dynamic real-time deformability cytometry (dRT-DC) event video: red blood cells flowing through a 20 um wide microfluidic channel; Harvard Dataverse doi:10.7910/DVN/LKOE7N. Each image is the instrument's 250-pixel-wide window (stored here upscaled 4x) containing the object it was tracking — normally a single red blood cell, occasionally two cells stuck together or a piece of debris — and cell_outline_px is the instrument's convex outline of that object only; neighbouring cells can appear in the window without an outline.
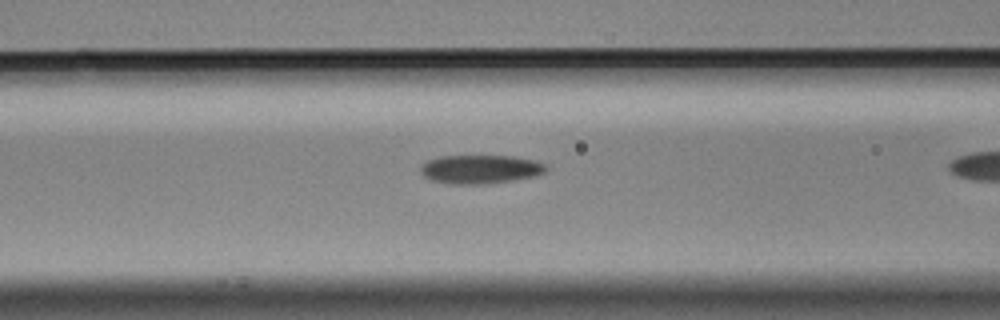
{"species": "Egyptian fruit bat (a non-hibernating species)", "species_latin": "Rousettus aegyptiacus", "temperature_condition": "cold", "stored_images_in_passage": 40, "camera_frame_rate_fps": 3000, "um_per_image_px": 0.085, "animal": {"sex": "male"}, "frame": {"image": 1, "passage_image": 18, "time_ms": 5.667, "image_size_px": [1000, 320], "cell_outline_px": [[548, 168], [544, 172], [532, 176], [512, 180], [484, 184], [452, 184], [432, 180], [424, 176], [420, 172], [420, 168], [428, 160], [440, 156], [512, 156], [536, 160], [548, 164]], "centroid_in_image_um": [40.85, 14.38], "position_along_channel_um": 125.8, "area_um2": 20.92}}
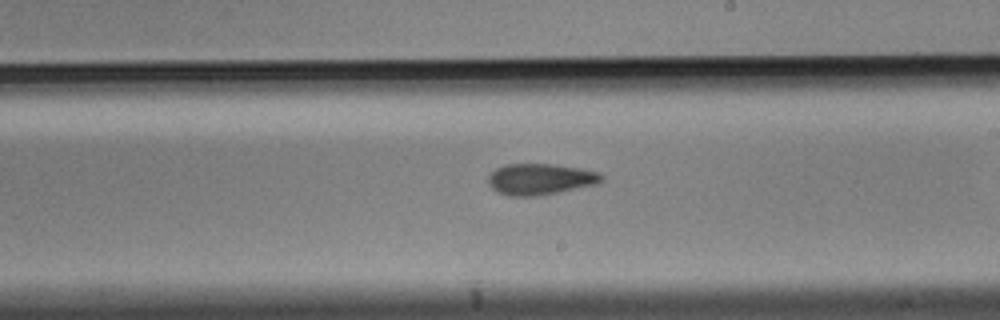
{"frame": {"image": 2, "passage_image": 28, "time_ms": 9.0, "image_size_px": [1000, 320], "cell_outline_px": [[604, 180], [596, 184], [536, 196], [508, 196], [496, 192], [488, 184], [488, 176], [496, 168], [504, 164], [556, 164], [584, 168], [600, 172], [604, 176]], "centroid_in_image_um": [45.93, 15.21], "position_along_channel_um": 243.1, "area_um2": 20.81}}
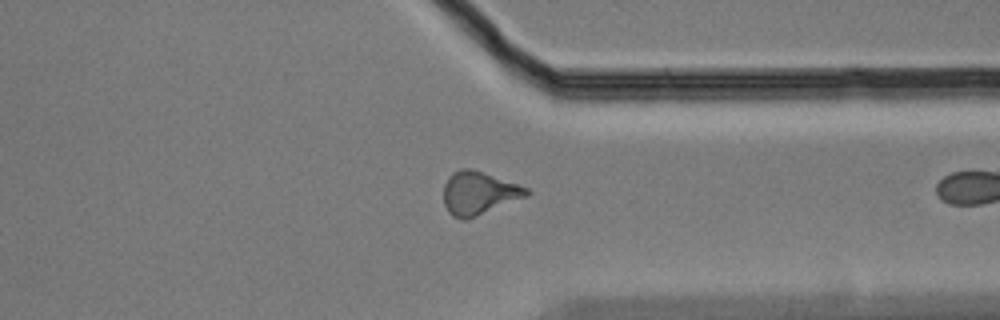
{"frame": {"image": 3, "passage_image": 39, "time_ms": 12.667, "image_size_px": [1000, 320], "cell_outline_px": [[532, 192], [528, 196], [464, 220], [452, 216], [448, 212], [444, 204], [444, 184], [448, 176], [452, 172], [460, 168], [472, 168], [528, 188]], "centroid_in_image_um": [40.68, 16.39], "position_along_channel_um": 370.7, "area_um2": 20.75}}